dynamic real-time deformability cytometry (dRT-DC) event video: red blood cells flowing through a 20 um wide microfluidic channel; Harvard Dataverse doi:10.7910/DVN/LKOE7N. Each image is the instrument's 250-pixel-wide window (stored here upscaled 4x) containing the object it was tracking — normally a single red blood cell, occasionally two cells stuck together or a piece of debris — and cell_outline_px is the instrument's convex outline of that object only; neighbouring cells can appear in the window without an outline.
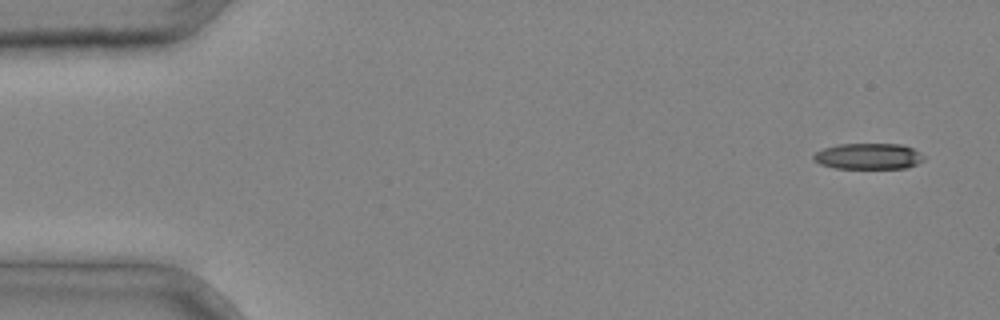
{"species": "common noctule bat (a hibernating species)", "species_latin": "Nyctalus noctula", "temperature_condition": "cold", "stored_images_in_passage": 4, "camera_frame_rate_fps": 3000, "um_per_image_px": 0.085, "animal": {"sex": "male", "body_mass_g": 20.4}, "frame": {"image": 1, "passage_image": 1, "time_ms": 0.0, "image_size_px": [1000, 320], "cell_outline_px": [[924, 160], [908, 168], [836, 168], [820, 164], [812, 160], [812, 156], [816, 152], [824, 148], [836, 144], [900, 144], [912, 148], [920, 152], [924, 156]], "centroid_in_image_um": [73.8, 13.28], "position_along_channel_um": 11.2, "area_um2": 16.76}}
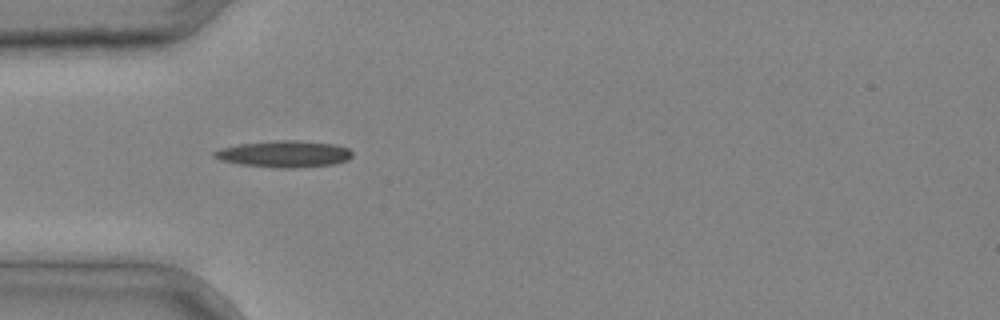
{"frame": {"image": 2, "passage_image": 4, "time_ms": 1.0, "image_size_px": [1000, 320], "cell_outline_px": [[352, 156], [348, 160], [332, 164], [300, 168], [276, 168], [240, 164], [220, 160], [212, 156], [212, 152], [220, 148], [240, 144], [276, 140], [300, 140], [336, 144], [348, 148], [352, 152]], "centroid_in_image_um": [24.16, 13.09], "position_along_channel_um": 60.8, "area_um2": 21.62}}